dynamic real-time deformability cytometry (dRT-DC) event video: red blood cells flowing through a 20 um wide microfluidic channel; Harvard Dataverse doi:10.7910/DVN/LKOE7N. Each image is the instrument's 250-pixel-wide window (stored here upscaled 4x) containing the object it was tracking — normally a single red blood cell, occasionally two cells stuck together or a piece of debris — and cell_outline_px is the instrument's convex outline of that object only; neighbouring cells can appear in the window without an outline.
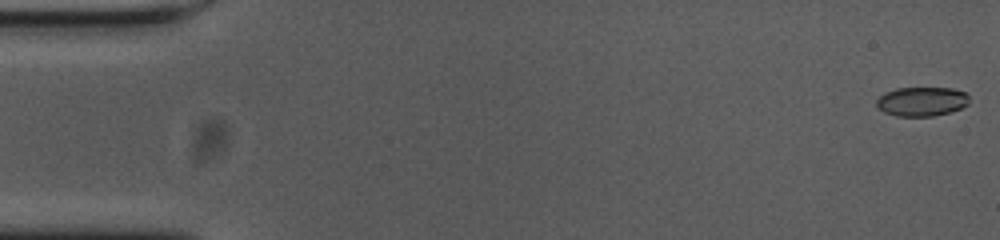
{"species": "common noctule bat (a hibernating species)", "species_latin": "Nyctalus noctula", "temperature_condition": "cold", "stored_images_in_passage": 17, "camera_frame_rate_fps": 3000, "um_per_image_px": 0.085, "animal": {"sex": "female", "body_mass_g": 23.0, "forearm_length_mm": 53.4}, "frame": {"image": 1, "passage_image": 1, "time_ms": 0.0, "image_size_px": [1000, 240], "cell_outline_px": [[968, 104], [960, 108], [948, 112], [932, 116], [896, 116], [884, 112], [876, 104], [876, 100], [880, 96], [896, 88], [952, 88], [964, 92], [968, 96]], "centroid_in_image_um": [78.34, 8.62], "position_along_channel_um": 6.7, "area_um2": 15.55}}
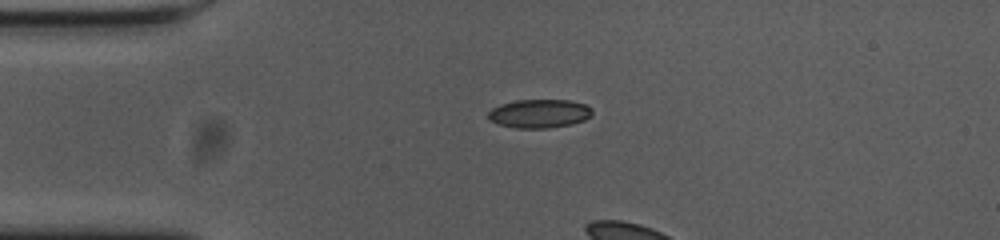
{"frame": {"image": 2, "passage_image": 13, "time_ms": 4.0, "image_size_px": [1000, 240], "cell_outline_px": [[592, 116], [584, 120], [572, 124], [548, 128], [516, 128], [496, 124], [488, 120], [488, 112], [492, 108], [500, 104], [516, 100], [568, 100], [584, 104], [592, 108]], "centroid_in_image_um": [45.82, 9.66], "position_along_channel_um": 39.2, "area_um2": 17.51}}